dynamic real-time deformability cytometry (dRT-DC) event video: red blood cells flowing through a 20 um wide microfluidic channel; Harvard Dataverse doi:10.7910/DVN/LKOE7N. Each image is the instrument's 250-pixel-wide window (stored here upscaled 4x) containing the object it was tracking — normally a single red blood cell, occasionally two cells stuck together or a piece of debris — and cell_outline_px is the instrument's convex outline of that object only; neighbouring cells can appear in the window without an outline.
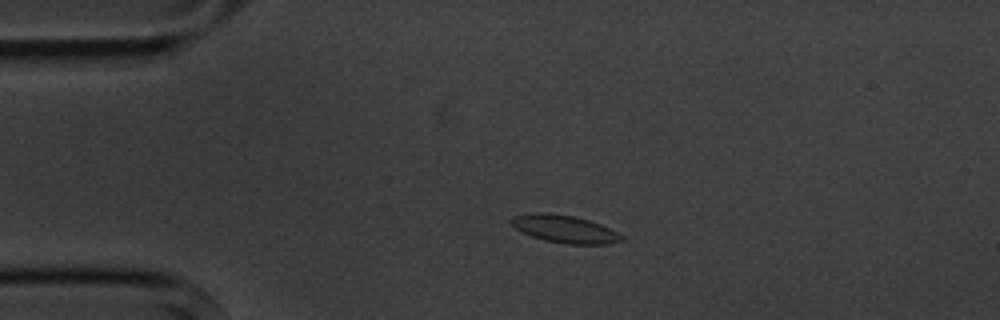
{"species": "common noctule bat (a hibernating species)", "species_latin": "Nyctalus noctula", "temperature_condition": "cold", "stored_images_in_passage": 4, "camera_frame_rate_fps": 3000, "um_per_image_px": 0.085, "animal": {"sex": "male", "body_mass_g": 20.1, "forearm_length_mm": 53.5}, "frame": {"image": 1, "passage_image": 3, "time_ms": 2.333, "image_size_px": [1000, 320], "cell_outline_px": [[624, 240], [608, 244], [568, 244], [544, 240], [532, 236], [516, 228], [508, 220], [512, 216], [532, 212], [548, 212], [576, 216], [600, 224], [624, 236]], "centroid_in_image_um": [47.98, 19.45], "position_along_channel_um": 37.0, "area_um2": 17.8}}